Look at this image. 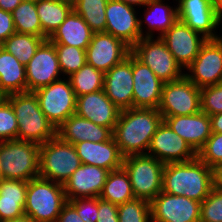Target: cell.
Masks as SVG:
<instances>
[{"label": "cell", "instance_id": "cell-1", "mask_svg": "<svg viewBox=\"0 0 222 222\" xmlns=\"http://www.w3.org/2000/svg\"><path fill=\"white\" fill-rule=\"evenodd\" d=\"M158 109L130 108L121 110L112 136L123 157L146 154L151 139L163 121Z\"/></svg>", "mask_w": 222, "mask_h": 222}, {"label": "cell", "instance_id": "cell-2", "mask_svg": "<svg viewBox=\"0 0 222 222\" xmlns=\"http://www.w3.org/2000/svg\"><path fill=\"white\" fill-rule=\"evenodd\" d=\"M213 189L212 168L198 157L188 162L166 163L162 191L202 202Z\"/></svg>", "mask_w": 222, "mask_h": 222}, {"label": "cell", "instance_id": "cell-3", "mask_svg": "<svg viewBox=\"0 0 222 222\" xmlns=\"http://www.w3.org/2000/svg\"><path fill=\"white\" fill-rule=\"evenodd\" d=\"M6 99L17 118V140L44 144L56 136V129L41 111L34 92L12 93Z\"/></svg>", "mask_w": 222, "mask_h": 222}, {"label": "cell", "instance_id": "cell-4", "mask_svg": "<svg viewBox=\"0 0 222 222\" xmlns=\"http://www.w3.org/2000/svg\"><path fill=\"white\" fill-rule=\"evenodd\" d=\"M66 202L62 184L41 177L28 181L24 212L34 222H57Z\"/></svg>", "mask_w": 222, "mask_h": 222}, {"label": "cell", "instance_id": "cell-5", "mask_svg": "<svg viewBox=\"0 0 222 222\" xmlns=\"http://www.w3.org/2000/svg\"><path fill=\"white\" fill-rule=\"evenodd\" d=\"M39 151L40 144L31 141H0L2 178L28 182L39 177Z\"/></svg>", "mask_w": 222, "mask_h": 222}, {"label": "cell", "instance_id": "cell-6", "mask_svg": "<svg viewBox=\"0 0 222 222\" xmlns=\"http://www.w3.org/2000/svg\"><path fill=\"white\" fill-rule=\"evenodd\" d=\"M73 144L62 141L57 135L40 144L39 177L64 184L81 165Z\"/></svg>", "mask_w": 222, "mask_h": 222}, {"label": "cell", "instance_id": "cell-7", "mask_svg": "<svg viewBox=\"0 0 222 222\" xmlns=\"http://www.w3.org/2000/svg\"><path fill=\"white\" fill-rule=\"evenodd\" d=\"M164 163L148 154L124 157L134 197L149 203L162 191Z\"/></svg>", "mask_w": 222, "mask_h": 222}, {"label": "cell", "instance_id": "cell-8", "mask_svg": "<svg viewBox=\"0 0 222 222\" xmlns=\"http://www.w3.org/2000/svg\"><path fill=\"white\" fill-rule=\"evenodd\" d=\"M131 52L164 83L180 79L185 75L160 37L156 40L152 37L141 38L131 48Z\"/></svg>", "mask_w": 222, "mask_h": 222}, {"label": "cell", "instance_id": "cell-9", "mask_svg": "<svg viewBox=\"0 0 222 222\" xmlns=\"http://www.w3.org/2000/svg\"><path fill=\"white\" fill-rule=\"evenodd\" d=\"M39 107L49 122L57 129L76 111V95L69 79L52 82L35 92Z\"/></svg>", "mask_w": 222, "mask_h": 222}, {"label": "cell", "instance_id": "cell-10", "mask_svg": "<svg viewBox=\"0 0 222 222\" xmlns=\"http://www.w3.org/2000/svg\"><path fill=\"white\" fill-rule=\"evenodd\" d=\"M158 110L162 116L192 115L201 111L200 88L185 75L163 84Z\"/></svg>", "mask_w": 222, "mask_h": 222}, {"label": "cell", "instance_id": "cell-11", "mask_svg": "<svg viewBox=\"0 0 222 222\" xmlns=\"http://www.w3.org/2000/svg\"><path fill=\"white\" fill-rule=\"evenodd\" d=\"M136 12L132 5L125 4L119 0H109L106 9V29L105 32L122 40L132 48L141 38L152 37V30L143 36L142 21L136 17Z\"/></svg>", "mask_w": 222, "mask_h": 222}, {"label": "cell", "instance_id": "cell-12", "mask_svg": "<svg viewBox=\"0 0 222 222\" xmlns=\"http://www.w3.org/2000/svg\"><path fill=\"white\" fill-rule=\"evenodd\" d=\"M186 69L192 75L185 76L199 88L222 83V38L207 39Z\"/></svg>", "mask_w": 222, "mask_h": 222}, {"label": "cell", "instance_id": "cell-13", "mask_svg": "<svg viewBox=\"0 0 222 222\" xmlns=\"http://www.w3.org/2000/svg\"><path fill=\"white\" fill-rule=\"evenodd\" d=\"M151 222H200L201 202L161 191L151 202Z\"/></svg>", "mask_w": 222, "mask_h": 222}, {"label": "cell", "instance_id": "cell-14", "mask_svg": "<svg viewBox=\"0 0 222 222\" xmlns=\"http://www.w3.org/2000/svg\"><path fill=\"white\" fill-rule=\"evenodd\" d=\"M25 68L28 92H35L60 80L61 70L54 43L45 40Z\"/></svg>", "mask_w": 222, "mask_h": 222}, {"label": "cell", "instance_id": "cell-15", "mask_svg": "<svg viewBox=\"0 0 222 222\" xmlns=\"http://www.w3.org/2000/svg\"><path fill=\"white\" fill-rule=\"evenodd\" d=\"M148 155L155 157L162 163L188 162L197 157L192 147L163 120L153 135ZM151 153V154H150Z\"/></svg>", "mask_w": 222, "mask_h": 222}, {"label": "cell", "instance_id": "cell-16", "mask_svg": "<svg viewBox=\"0 0 222 222\" xmlns=\"http://www.w3.org/2000/svg\"><path fill=\"white\" fill-rule=\"evenodd\" d=\"M130 52L131 48L122 40L107 32H96L86 49V60L87 64L105 74L122 62Z\"/></svg>", "mask_w": 222, "mask_h": 222}, {"label": "cell", "instance_id": "cell-17", "mask_svg": "<svg viewBox=\"0 0 222 222\" xmlns=\"http://www.w3.org/2000/svg\"><path fill=\"white\" fill-rule=\"evenodd\" d=\"M192 30L185 23L177 20L162 36H158L165 43L174 59L183 68H187L197 57L201 46L207 41L203 35Z\"/></svg>", "mask_w": 222, "mask_h": 222}, {"label": "cell", "instance_id": "cell-18", "mask_svg": "<svg viewBox=\"0 0 222 222\" xmlns=\"http://www.w3.org/2000/svg\"><path fill=\"white\" fill-rule=\"evenodd\" d=\"M178 20L207 39H219L213 29L219 26L216 18L215 0H179Z\"/></svg>", "mask_w": 222, "mask_h": 222}, {"label": "cell", "instance_id": "cell-19", "mask_svg": "<svg viewBox=\"0 0 222 222\" xmlns=\"http://www.w3.org/2000/svg\"><path fill=\"white\" fill-rule=\"evenodd\" d=\"M132 74L133 107L158 109L164 82L133 53Z\"/></svg>", "mask_w": 222, "mask_h": 222}, {"label": "cell", "instance_id": "cell-20", "mask_svg": "<svg viewBox=\"0 0 222 222\" xmlns=\"http://www.w3.org/2000/svg\"><path fill=\"white\" fill-rule=\"evenodd\" d=\"M104 91L120 110L133 107L132 52L104 74Z\"/></svg>", "mask_w": 222, "mask_h": 222}, {"label": "cell", "instance_id": "cell-21", "mask_svg": "<svg viewBox=\"0 0 222 222\" xmlns=\"http://www.w3.org/2000/svg\"><path fill=\"white\" fill-rule=\"evenodd\" d=\"M110 171L81 164L63 184L67 201L75 198L99 197Z\"/></svg>", "mask_w": 222, "mask_h": 222}, {"label": "cell", "instance_id": "cell-22", "mask_svg": "<svg viewBox=\"0 0 222 222\" xmlns=\"http://www.w3.org/2000/svg\"><path fill=\"white\" fill-rule=\"evenodd\" d=\"M120 111L106 96L104 89L76 97L75 114L97 125L107 127L112 132L117 123Z\"/></svg>", "mask_w": 222, "mask_h": 222}, {"label": "cell", "instance_id": "cell-23", "mask_svg": "<svg viewBox=\"0 0 222 222\" xmlns=\"http://www.w3.org/2000/svg\"><path fill=\"white\" fill-rule=\"evenodd\" d=\"M163 119L196 153L212 133L210 116L202 111L192 115L163 116Z\"/></svg>", "mask_w": 222, "mask_h": 222}, {"label": "cell", "instance_id": "cell-24", "mask_svg": "<svg viewBox=\"0 0 222 222\" xmlns=\"http://www.w3.org/2000/svg\"><path fill=\"white\" fill-rule=\"evenodd\" d=\"M82 164L94 165L108 171L120 169L123 159L113 136L105 142L82 141L74 144Z\"/></svg>", "mask_w": 222, "mask_h": 222}, {"label": "cell", "instance_id": "cell-25", "mask_svg": "<svg viewBox=\"0 0 222 222\" xmlns=\"http://www.w3.org/2000/svg\"><path fill=\"white\" fill-rule=\"evenodd\" d=\"M56 135L65 142L76 144L82 141L96 143L108 141L112 131L104 126L82 118L77 114L69 116L57 129Z\"/></svg>", "mask_w": 222, "mask_h": 222}, {"label": "cell", "instance_id": "cell-26", "mask_svg": "<svg viewBox=\"0 0 222 222\" xmlns=\"http://www.w3.org/2000/svg\"><path fill=\"white\" fill-rule=\"evenodd\" d=\"M93 33L84 19L72 10L49 40L54 44L86 50L91 42Z\"/></svg>", "mask_w": 222, "mask_h": 222}, {"label": "cell", "instance_id": "cell-27", "mask_svg": "<svg viewBox=\"0 0 222 222\" xmlns=\"http://www.w3.org/2000/svg\"><path fill=\"white\" fill-rule=\"evenodd\" d=\"M27 181L0 180V221L19 218L25 215Z\"/></svg>", "mask_w": 222, "mask_h": 222}, {"label": "cell", "instance_id": "cell-28", "mask_svg": "<svg viewBox=\"0 0 222 222\" xmlns=\"http://www.w3.org/2000/svg\"><path fill=\"white\" fill-rule=\"evenodd\" d=\"M0 89L6 94L27 92L26 68L10 52H0Z\"/></svg>", "mask_w": 222, "mask_h": 222}, {"label": "cell", "instance_id": "cell-29", "mask_svg": "<svg viewBox=\"0 0 222 222\" xmlns=\"http://www.w3.org/2000/svg\"><path fill=\"white\" fill-rule=\"evenodd\" d=\"M42 32L49 39L73 10L68 0H36Z\"/></svg>", "mask_w": 222, "mask_h": 222}, {"label": "cell", "instance_id": "cell-30", "mask_svg": "<svg viewBox=\"0 0 222 222\" xmlns=\"http://www.w3.org/2000/svg\"><path fill=\"white\" fill-rule=\"evenodd\" d=\"M99 198L116 205L135 198L128 173L123 167L109 172Z\"/></svg>", "mask_w": 222, "mask_h": 222}, {"label": "cell", "instance_id": "cell-31", "mask_svg": "<svg viewBox=\"0 0 222 222\" xmlns=\"http://www.w3.org/2000/svg\"><path fill=\"white\" fill-rule=\"evenodd\" d=\"M11 13L17 33L31 34L48 39L42 32L36 1L23 0Z\"/></svg>", "mask_w": 222, "mask_h": 222}, {"label": "cell", "instance_id": "cell-32", "mask_svg": "<svg viewBox=\"0 0 222 222\" xmlns=\"http://www.w3.org/2000/svg\"><path fill=\"white\" fill-rule=\"evenodd\" d=\"M45 40L43 37L15 32L3 42V49L26 66Z\"/></svg>", "mask_w": 222, "mask_h": 222}, {"label": "cell", "instance_id": "cell-33", "mask_svg": "<svg viewBox=\"0 0 222 222\" xmlns=\"http://www.w3.org/2000/svg\"><path fill=\"white\" fill-rule=\"evenodd\" d=\"M108 1L109 0H74L72 2L73 10L84 19L94 33L105 32V9Z\"/></svg>", "mask_w": 222, "mask_h": 222}, {"label": "cell", "instance_id": "cell-34", "mask_svg": "<svg viewBox=\"0 0 222 222\" xmlns=\"http://www.w3.org/2000/svg\"><path fill=\"white\" fill-rule=\"evenodd\" d=\"M68 79L76 97L104 89V73L87 63Z\"/></svg>", "mask_w": 222, "mask_h": 222}, {"label": "cell", "instance_id": "cell-35", "mask_svg": "<svg viewBox=\"0 0 222 222\" xmlns=\"http://www.w3.org/2000/svg\"><path fill=\"white\" fill-rule=\"evenodd\" d=\"M145 6H148L146 22L151 29H157L162 36L170 27H172L178 20V11L172 9L168 5H164L162 0H150Z\"/></svg>", "mask_w": 222, "mask_h": 222}, {"label": "cell", "instance_id": "cell-36", "mask_svg": "<svg viewBox=\"0 0 222 222\" xmlns=\"http://www.w3.org/2000/svg\"><path fill=\"white\" fill-rule=\"evenodd\" d=\"M54 45L61 73L63 72L65 75L70 76L87 63L86 50L62 44Z\"/></svg>", "mask_w": 222, "mask_h": 222}, {"label": "cell", "instance_id": "cell-37", "mask_svg": "<svg viewBox=\"0 0 222 222\" xmlns=\"http://www.w3.org/2000/svg\"><path fill=\"white\" fill-rule=\"evenodd\" d=\"M119 222H151V208L148 201L134 198L118 205Z\"/></svg>", "mask_w": 222, "mask_h": 222}, {"label": "cell", "instance_id": "cell-38", "mask_svg": "<svg viewBox=\"0 0 222 222\" xmlns=\"http://www.w3.org/2000/svg\"><path fill=\"white\" fill-rule=\"evenodd\" d=\"M197 157L210 168L222 165V133H211Z\"/></svg>", "mask_w": 222, "mask_h": 222}, {"label": "cell", "instance_id": "cell-39", "mask_svg": "<svg viewBox=\"0 0 222 222\" xmlns=\"http://www.w3.org/2000/svg\"><path fill=\"white\" fill-rule=\"evenodd\" d=\"M200 103L208 116L222 113V83L200 88Z\"/></svg>", "mask_w": 222, "mask_h": 222}, {"label": "cell", "instance_id": "cell-40", "mask_svg": "<svg viewBox=\"0 0 222 222\" xmlns=\"http://www.w3.org/2000/svg\"><path fill=\"white\" fill-rule=\"evenodd\" d=\"M200 222H222V191L213 188L201 202Z\"/></svg>", "mask_w": 222, "mask_h": 222}, {"label": "cell", "instance_id": "cell-41", "mask_svg": "<svg viewBox=\"0 0 222 222\" xmlns=\"http://www.w3.org/2000/svg\"><path fill=\"white\" fill-rule=\"evenodd\" d=\"M18 122L11 104L0 103V141L17 140Z\"/></svg>", "mask_w": 222, "mask_h": 222}, {"label": "cell", "instance_id": "cell-42", "mask_svg": "<svg viewBox=\"0 0 222 222\" xmlns=\"http://www.w3.org/2000/svg\"><path fill=\"white\" fill-rule=\"evenodd\" d=\"M85 222H96L98 217V197L75 198L68 201Z\"/></svg>", "mask_w": 222, "mask_h": 222}, {"label": "cell", "instance_id": "cell-43", "mask_svg": "<svg viewBox=\"0 0 222 222\" xmlns=\"http://www.w3.org/2000/svg\"><path fill=\"white\" fill-rule=\"evenodd\" d=\"M96 222H119L118 205L98 197V217Z\"/></svg>", "mask_w": 222, "mask_h": 222}, {"label": "cell", "instance_id": "cell-44", "mask_svg": "<svg viewBox=\"0 0 222 222\" xmlns=\"http://www.w3.org/2000/svg\"><path fill=\"white\" fill-rule=\"evenodd\" d=\"M15 32L12 13L0 9V41L4 42Z\"/></svg>", "mask_w": 222, "mask_h": 222}, {"label": "cell", "instance_id": "cell-45", "mask_svg": "<svg viewBox=\"0 0 222 222\" xmlns=\"http://www.w3.org/2000/svg\"><path fill=\"white\" fill-rule=\"evenodd\" d=\"M57 222H85L76 209L67 201L61 209Z\"/></svg>", "mask_w": 222, "mask_h": 222}, {"label": "cell", "instance_id": "cell-46", "mask_svg": "<svg viewBox=\"0 0 222 222\" xmlns=\"http://www.w3.org/2000/svg\"><path fill=\"white\" fill-rule=\"evenodd\" d=\"M213 172V188L222 191V165L214 167Z\"/></svg>", "mask_w": 222, "mask_h": 222}, {"label": "cell", "instance_id": "cell-47", "mask_svg": "<svg viewBox=\"0 0 222 222\" xmlns=\"http://www.w3.org/2000/svg\"><path fill=\"white\" fill-rule=\"evenodd\" d=\"M211 132L222 133V113L211 115Z\"/></svg>", "mask_w": 222, "mask_h": 222}, {"label": "cell", "instance_id": "cell-48", "mask_svg": "<svg viewBox=\"0 0 222 222\" xmlns=\"http://www.w3.org/2000/svg\"><path fill=\"white\" fill-rule=\"evenodd\" d=\"M23 0H0V9L12 12Z\"/></svg>", "mask_w": 222, "mask_h": 222}, {"label": "cell", "instance_id": "cell-49", "mask_svg": "<svg viewBox=\"0 0 222 222\" xmlns=\"http://www.w3.org/2000/svg\"><path fill=\"white\" fill-rule=\"evenodd\" d=\"M215 10H216V18L218 24L220 25V21L222 18V0H215Z\"/></svg>", "mask_w": 222, "mask_h": 222}, {"label": "cell", "instance_id": "cell-50", "mask_svg": "<svg viewBox=\"0 0 222 222\" xmlns=\"http://www.w3.org/2000/svg\"><path fill=\"white\" fill-rule=\"evenodd\" d=\"M119 1H122L124 2L125 4H128V5H132V6H136V5H143L145 6L150 0H119Z\"/></svg>", "mask_w": 222, "mask_h": 222}, {"label": "cell", "instance_id": "cell-51", "mask_svg": "<svg viewBox=\"0 0 222 222\" xmlns=\"http://www.w3.org/2000/svg\"><path fill=\"white\" fill-rule=\"evenodd\" d=\"M2 222H34V221L29 216L23 215L19 218L5 220V221H2Z\"/></svg>", "mask_w": 222, "mask_h": 222}, {"label": "cell", "instance_id": "cell-52", "mask_svg": "<svg viewBox=\"0 0 222 222\" xmlns=\"http://www.w3.org/2000/svg\"><path fill=\"white\" fill-rule=\"evenodd\" d=\"M6 99V94L0 89V103Z\"/></svg>", "mask_w": 222, "mask_h": 222}, {"label": "cell", "instance_id": "cell-53", "mask_svg": "<svg viewBox=\"0 0 222 222\" xmlns=\"http://www.w3.org/2000/svg\"><path fill=\"white\" fill-rule=\"evenodd\" d=\"M2 49H3V42L0 41V52H1Z\"/></svg>", "mask_w": 222, "mask_h": 222}, {"label": "cell", "instance_id": "cell-54", "mask_svg": "<svg viewBox=\"0 0 222 222\" xmlns=\"http://www.w3.org/2000/svg\"><path fill=\"white\" fill-rule=\"evenodd\" d=\"M2 179V173H1V160H0V180Z\"/></svg>", "mask_w": 222, "mask_h": 222}]
</instances>
